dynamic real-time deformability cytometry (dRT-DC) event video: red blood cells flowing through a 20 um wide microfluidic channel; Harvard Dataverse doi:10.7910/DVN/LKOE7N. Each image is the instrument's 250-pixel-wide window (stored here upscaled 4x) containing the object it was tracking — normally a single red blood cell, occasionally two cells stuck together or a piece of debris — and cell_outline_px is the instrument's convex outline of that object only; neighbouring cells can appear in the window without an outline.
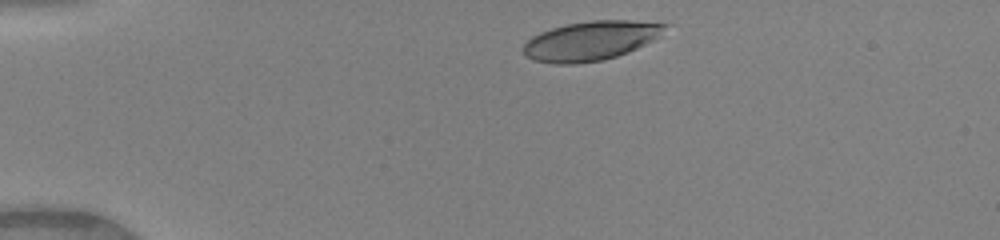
{"species": "human", "species_latin": "Homo sapiens", "temperature_condition": "warm", "stored_images_in_passage": 8, "camera_frame_rate_fps": 3000, "um_per_image_px": 0.085, "donor": {"sex": "female"}, "frame": {"image": 1, "passage_image": 1, "time_ms": 0.0, "image_size_px": [1000, 240], "cell_outline_px": [[672, 24], [652, 40], [628, 52], [604, 60], [576, 64], [552, 64], [532, 60], [524, 52], [524, 44], [532, 36], [540, 32], [552, 28], [568, 24], [592, 20], [628, 20]], "centroid_in_image_um": [50.2, 3.47], "position_along_channel_um": 34.8, "area_um2": 32.25}}
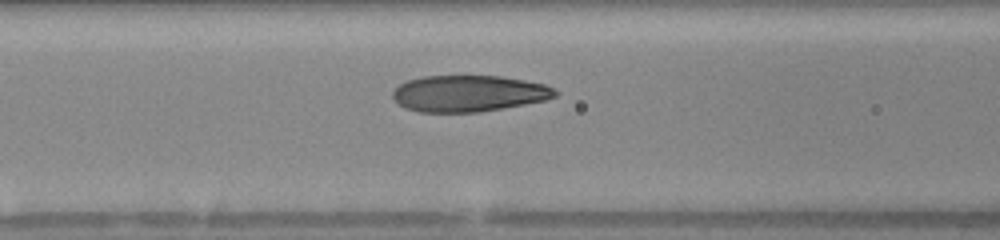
{"frame": {"image": 2, "passage_image": 6, "time_ms": 1.667, "image_size_px": [1000, 240], "cell_outline_px": [[560, 92], [556, 96], [544, 100], [524, 104], [480, 112], [420, 112], [404, 108], [392, 96], [392, 92], [400, 84], [408, 80], [420, 76], [500, 76], [524, 80], [544, 84]], "centroid_in_image_um": [39.83, 7.94], "position_along_channel_um": 126.8, "area_um2": 34.33}}